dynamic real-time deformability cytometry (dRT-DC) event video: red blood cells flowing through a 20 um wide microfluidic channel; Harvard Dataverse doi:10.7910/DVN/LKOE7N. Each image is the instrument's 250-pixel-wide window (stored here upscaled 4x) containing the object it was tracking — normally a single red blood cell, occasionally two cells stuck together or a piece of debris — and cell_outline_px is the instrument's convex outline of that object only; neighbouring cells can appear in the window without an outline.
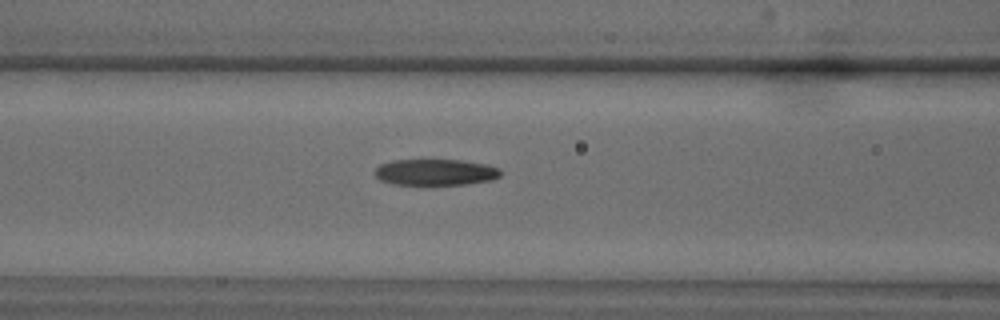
{"species": "common noctule bat (a hibernating species)", "species_latin": "Nyctalus noctula", "temperature_condition": "warm", "stored_images_in_passage": 16, "camera_frame_rate_fps": 3000, "um_per_image_px": 0.085, "animal": {"sex": "male", "body_mass_g": 18.8}, "frame": {"image": 1, "passage_image": 12, "time_ms": 3.667, "image_size_px": [1000, 320], "cell_outline_px": [[500, 176], [492, 180], [468, 184], [392, 184], [380, 180], [372, 172], [380, 164], [392, 160], [460, 160], [484, 164], [500, 168]], "centroid_in_image_um": [36.99, 14.63], "position_along_channel_um": 129.6, "area_um2": 19.19}}
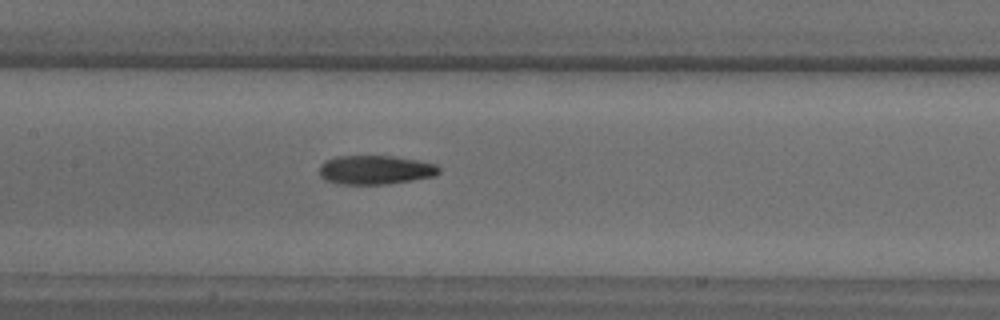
{"frame": {"image": 2, "passage_image": 14, "time_ms": 4.333, "image_size_px": [1000, 320], "cell_outline_px": [[440, 172], [436, 176], [388, 184], [336, 184], [324, 180], [320, 176], [320, 164], [324, 160], [336, 156], [392, 156], [416, 160], [436, 164], [440, 168]], "centroid_in_image_um": [31.88, 14.44], "position_along_channel_um": 175.5, "area_um2": 20.4}}
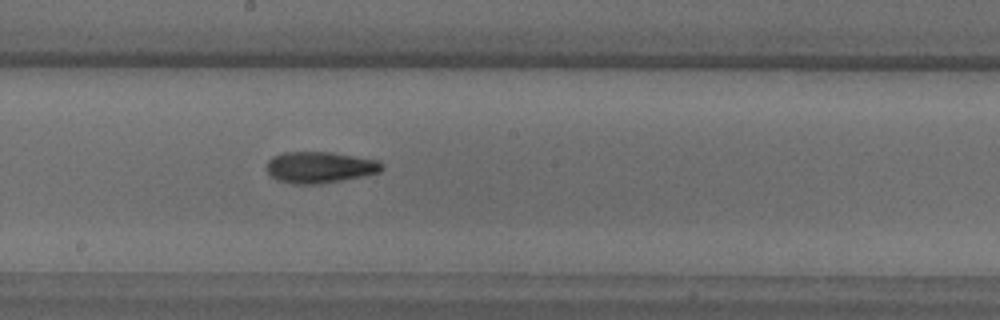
{"frame": {"image": 3, "passage_image": 16, "time_ms": 5.0, "image_size_px": [1000, 320], "cell_outline_px": [[384, 168], [380, 172], [364, 176], [320, 184], [292, 184], [276, 180], [268, 172], [268, 160], [272, 156], [284, 152], [328, 152], [376, 160]], "centroid_in_image_um": [27.15, 14.23], "position_along_channel_um": 221.0, "area_um2": 20.87}}